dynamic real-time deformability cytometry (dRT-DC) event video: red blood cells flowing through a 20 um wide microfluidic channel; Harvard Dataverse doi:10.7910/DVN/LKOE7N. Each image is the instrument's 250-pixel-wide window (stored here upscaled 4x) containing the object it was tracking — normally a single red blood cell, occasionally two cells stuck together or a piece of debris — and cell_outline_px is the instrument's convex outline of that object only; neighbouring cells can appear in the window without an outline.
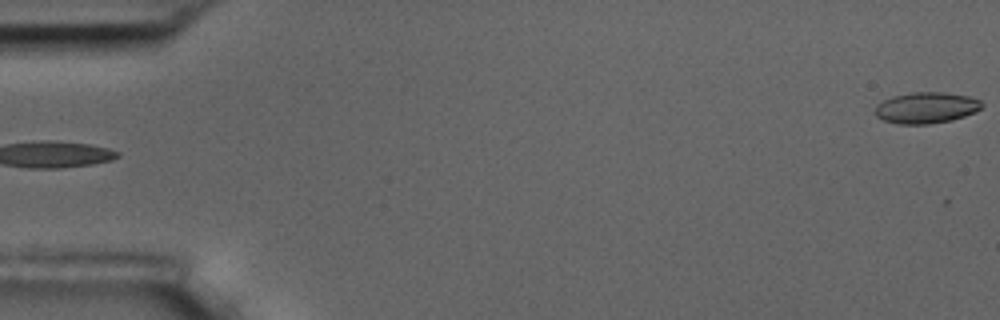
{"species": "common noctule bat (a hibernating species)", "species_latin": "Nyctalus noctula", "temperature_condition": "room temperature", "stored_images_in_passage": 4, "segment_of_instrument_passage": [2, 2], "camera_frame_rate_fps": 3000, "um_per_image_px": 0.085, "animal": {"sex": "male", "body_mass_g": 17.5, "forearm_length_mm": 52.3}, "frame": {"image": 1, "passage_image": 4, "time_ms": 4.333, "image_size_px": [1000, 320], "cell_outline_px": [[984, 104], [976, 112], [952, 120], [928, 124], [896, 124], [884, 120], [876, 116], [876, 104], [892, 96], [912, 92], [944, 92], [968, 96], [980, 100]], "centroid_in_image_um": [78.73, 9.16], "position_along_channel_um": 6.3, "area_um2": 19.42}}